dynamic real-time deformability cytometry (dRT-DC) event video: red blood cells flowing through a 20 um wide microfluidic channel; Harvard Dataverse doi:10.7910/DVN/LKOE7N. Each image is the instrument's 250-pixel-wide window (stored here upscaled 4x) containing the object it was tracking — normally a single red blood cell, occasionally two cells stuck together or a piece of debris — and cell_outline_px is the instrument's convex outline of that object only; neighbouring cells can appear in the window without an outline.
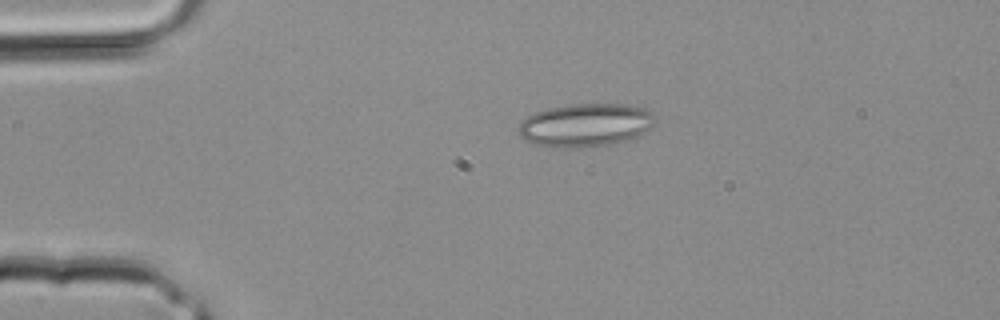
{"species": "common noctule bat (a hibernating species)", "species_latin": "Nyctalus noctula", "temperature_condition": "room temperature", "stored_images_in_passage": 3, "camera_frame_rate_fps": 3000, "um_per_image_px": 0.085, "animal": {"sex": "male", "body_mass_g": 20.4}, "frame": {"image": 1, "passage_image": 3, "time_ms": 0.667, "image_size_px": [1000, 320], "cell_outline_px": [[656, 124], [644, 132], [636, 136], [612, 144], [576, 148], [572, 148], [536, 144], [520, 136], [516, 128], [528, 116], [536, 112], [548, 108], [568, 104], [632, 104], [644, 108], [652, 112]], "centroid_in_image_um": [49.79, 10.61], "position_along_channel_um": 35.2, "area_um2": 34.28}}